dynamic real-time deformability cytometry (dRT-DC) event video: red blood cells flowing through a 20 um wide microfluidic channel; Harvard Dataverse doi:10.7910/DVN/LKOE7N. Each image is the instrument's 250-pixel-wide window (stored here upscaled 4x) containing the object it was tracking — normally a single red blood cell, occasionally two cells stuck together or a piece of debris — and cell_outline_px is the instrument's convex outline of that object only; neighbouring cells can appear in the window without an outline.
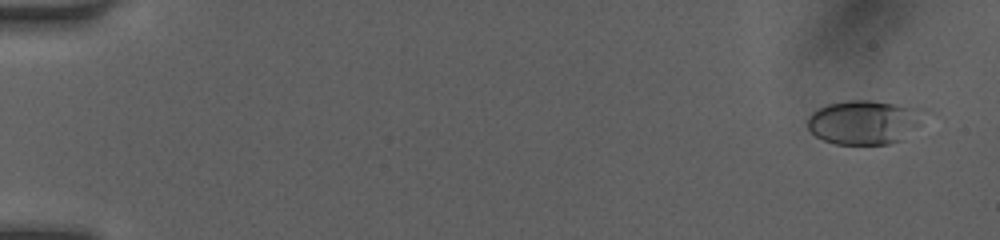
{"species": "human", "species_latin": "Homo sapiens", "temperature_condition": "room temperature", "stored_images_in_passage": 50, "camera_frame_rate_fps": 3000, "um_per_image_px": 0.085, "donor": {"sex": "female"}, "frame": {"image": 1, "passage_image": 2, "time_ms": 0.333, "image_size_px": [1000, 240], "cell_outline_px": [[928, 112], [920, 124], [904, 140], [888, 144], [836, 144], [824, 140], [816, 136], [808, 128], [808, 116], [812, 112], [828, 104], [848, 100], [868, 100], [928, 108]], "centroid_in_image_um": [73.55, 10.38], "position_along_channel_um": 11.5, "area_um2": 30.46}}
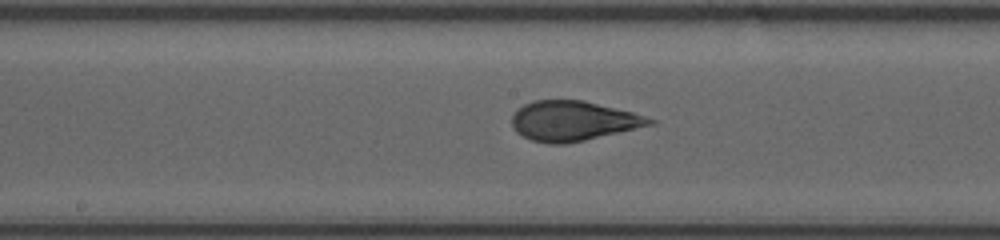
{"frame": {"image": 2, "passage_image": 27, "time_ms": 8.667, "image_size_px": [1000, 240], "cell_outline_px": [[656, 124], [584, 140], [564, 144], [548, 144], [532, 140], [516, 132], [512, 128], [512, 116], [524, 104], [536, 100], [584, 100], [632, 112], [656, 120]], "centroid_in_image_um": [48.72, 10.28], "position_along_channel_um": 199.5, "area_um2": 31.79}}
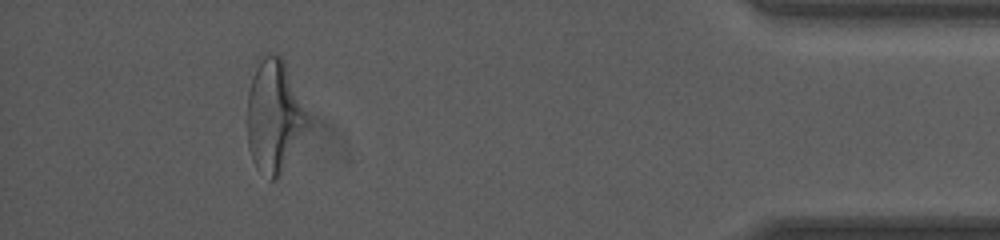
{"frame": {"image": 3, "passage_image": 46, "time_ms": 15.0, "image_size_px": [1000, 240], "cell_outline_px": [[308, 120], [276, 180], [272, 180], [256, 168], [252, 160], [248, 148], [248, 92], [252, 76], [260, 52], [280, 56], [284, 60]], "centroid_in_image_um": [23.21, 9.8], "position_along_channel_um": 412.0, "area_um2": 37.97}, "authors_computed_cell_mechanics": {"area_um2": 31.79, "velocity_mm_per_s": 4.1534, "shape_relaxation_time_tau1_ms": 3.9488, "shape_relaxation_time_tau2_ms": null, "deformation_change_tau1": 0.1731, "deformation_change_tau2": null}}